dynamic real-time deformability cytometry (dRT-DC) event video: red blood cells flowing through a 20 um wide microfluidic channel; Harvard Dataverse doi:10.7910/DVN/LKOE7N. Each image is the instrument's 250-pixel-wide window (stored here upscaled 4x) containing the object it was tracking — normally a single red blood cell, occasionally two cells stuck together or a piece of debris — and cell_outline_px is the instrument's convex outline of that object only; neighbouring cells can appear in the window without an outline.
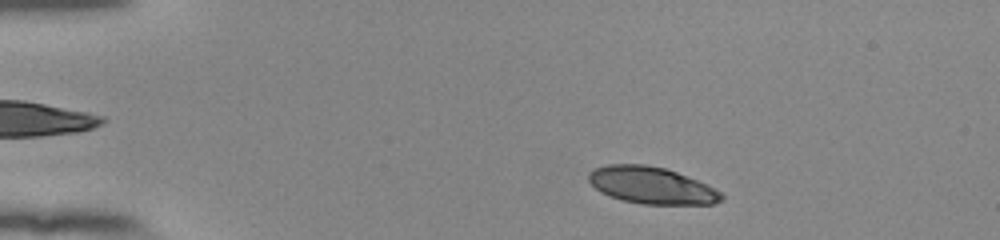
{"species": "human", "species_latin": "Homo sapiens", "temperature_condition": "room temperature", "stored_images_in_passage": 49, "camera_frame_rate_fps": 3000, "um_per_image_px": 0.085, "donor": {"sex": "female"}, "frame": {"image": 1, "passage_image": 5, "time_ms": 1.333, "image_size_px": [1000, 240], "cell_outline_px": [[724, 200], [712, 204], [644, 204], [624, 200], [600, 192], [588, 180], [588, 172], [592, 168], [608, 164], [644, 164], [664, 168], [676, 172], [708, 184], [720, 192], [724, 196]], "centroid_in_image_um": [55.38, 15.75], "position_along_channel_um": 29.6, "area_um2": 28.5}}
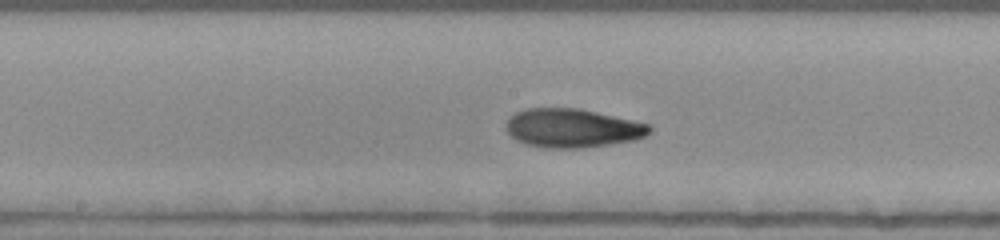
{"frame": {"image": 2, "passage_image": 24, "time_ms": 7.667, "image_size_px": [1000, 240], "cell_outline_px": [[652, 132], [644, 136], [632, 140], [608, 144], [580, 148], [544, 148], [524, 144], [516, 140], [504, 128], [508, 120], [516, 112], [524, 108], [580, 108], [652, 124]], "centroid_in_image_um": [48.66, 10.88], "position_along_channel_um": 199.5, "area_um2": 32.6}}
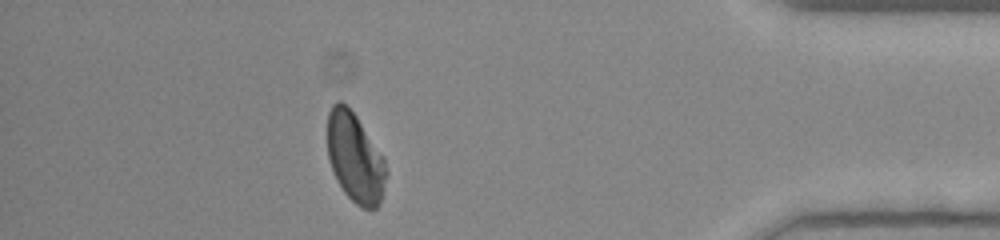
{"frame": {"image": 3, "passage_image": 43, "time_ms": 14.0, "image_size_px": [1000, 240], "cell_outline_px": [[388, 176], [380, 200], [376, 208], [364, 208], [356, 204], [344, 192], [336, 180], [328, 156], [328, 112], [332, 104], [336, 100], [340, 100], [356, 116], [384, 156], [388, 172]], "centroid_in_image_um": [30.2, 13.41], "position_along_channel_um": 405.0, "area_um2": 30.63}, "authors_computed_cell_mechanics": {"area_um2": 31.3276, "velocity_mm_per_s": 3.8599, "shape_relaxation_time_tau1_ms": 5.474, "shape_relaxation_time_tau2_ms": 0.8745, "deformation_change_tau1": 0.1929, "deformation_change_tau2": 0.0558}}